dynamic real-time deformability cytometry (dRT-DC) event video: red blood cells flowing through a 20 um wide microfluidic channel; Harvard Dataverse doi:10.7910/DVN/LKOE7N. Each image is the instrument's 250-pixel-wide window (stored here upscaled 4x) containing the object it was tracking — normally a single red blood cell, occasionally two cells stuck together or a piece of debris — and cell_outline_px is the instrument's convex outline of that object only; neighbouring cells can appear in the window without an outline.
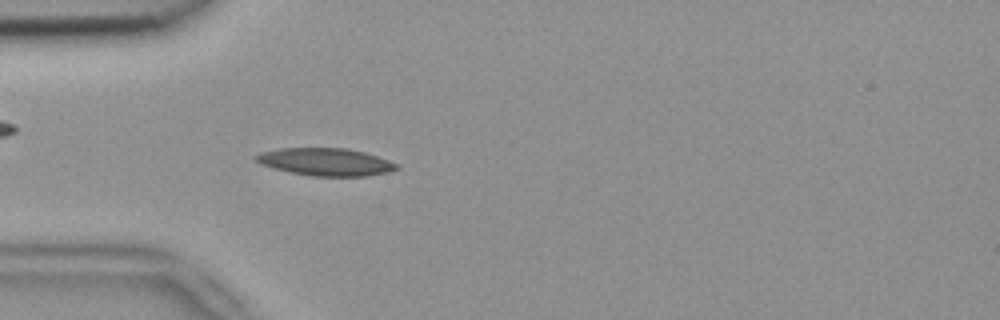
{"species": "common noctule bat (a hibernating species)", "species_latin": "Nyctalus noctula", "temperature_condition": "room temperature", "stored_images_in_passage": 5, "camera_frame_rate_fps": 3000, "um_per_image_px": 0.085, "animal": {"sex": "female", "body_mass_g": 18.4}, "frame": {"image": 1, "passage_image": 5, "time_ms": 1.333, "image_size_px": [1000, 320], "cell_outline_px": [[400, 168], [388, 172], [368, 176], [312, 176], [292, 172], [260, 164], [252, 156], [260, 152], [280, 148], [348, 148], [364, 152], [400, 164]], "centroid_in_image_um": [27.7, 13.75], "position_along_channel_um": 57.3, "area_um2": 22.6}}